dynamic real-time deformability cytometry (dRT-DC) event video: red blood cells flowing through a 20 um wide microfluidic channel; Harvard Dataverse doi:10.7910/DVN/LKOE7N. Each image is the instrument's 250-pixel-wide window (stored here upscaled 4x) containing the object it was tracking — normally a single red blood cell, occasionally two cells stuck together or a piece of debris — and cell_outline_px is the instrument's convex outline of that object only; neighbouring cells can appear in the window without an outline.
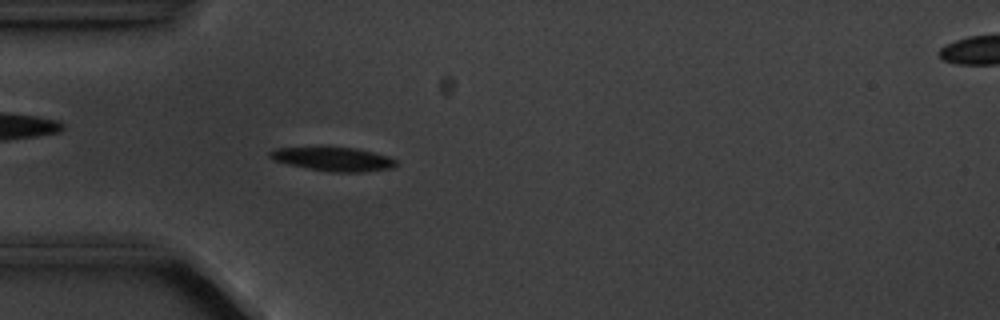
{"species": "common noctule bat (a hibernating species)", "species_latin": "Nyctalus noctula", "temperature_condition": "cold", "stored_images_in_passage": 4, "camera_frame_rate_fps": 3000, "um_per_image_px": 0.085, "animal": {"sex": "male", "body_mass_g": 20.1, "forearm_length_mm": 53.5}, "frame": {"image": 1, "passage_image": 4, "time_ms": 4.333, "image_size_px": [1000, 320], "cell_outline_px": [[396, 164], [392, 168], [360, 172], [332, 172], [308, 168], [288, 164], [276, 160], [268, 156], [268, 152], [276, 148], [356, 148], [388, 156], [396, 160]], "centroid_in_image_um": [28.35, 13.53], "position_along_channel_um": 56.7, "area_um2": 17.05}}